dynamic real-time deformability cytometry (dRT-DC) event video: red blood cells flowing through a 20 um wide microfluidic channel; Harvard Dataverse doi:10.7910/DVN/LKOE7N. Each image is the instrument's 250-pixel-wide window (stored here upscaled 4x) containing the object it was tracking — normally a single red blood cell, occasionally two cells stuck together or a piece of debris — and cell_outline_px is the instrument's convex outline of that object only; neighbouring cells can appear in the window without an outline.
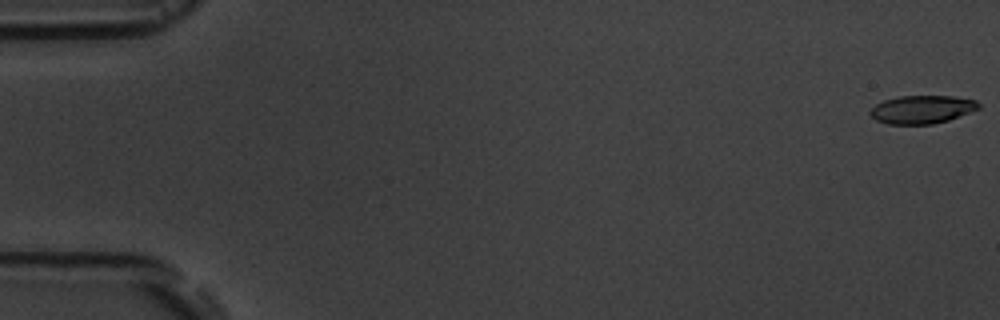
{"species": "common noctule bat (a hibernating species)", "species_latin": "Nyctalus noctula", "temperature_condition": "room temperature", "stored_images_in_passage": 9, "camera_frame_rate_fps": 3000, "um_per_image_px": 0.085, "animal": {"sex": "male", "body_mass_g": 19.5, "forearm_length_mm": 54.6}, "frame": {"image": 1, "passage_image": 1, "time_ms": 0.0, "image_size_px": [1000, 320], "cell_outline_px": [[980, 108], [948, 120], [932, 124], [888, 124], [876, 120], [868, 112], [876, 104], [884, 100], [900, 96], [952, 96], [976, 100], [980, 104]], "centroid_in_image_um": [78.36, 9.3], "position_along_channel_um": 6.6, "area_um2": 17.69}}
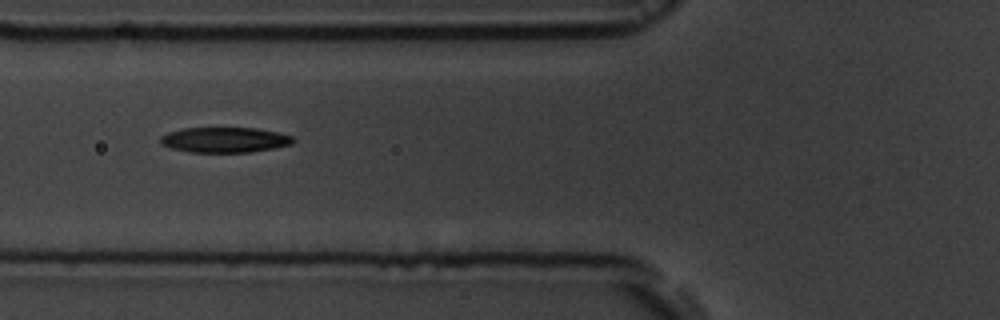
{"frame": {"image": 2, "passage_image": 7, "time_ms": 7.0, "image_size_px": [1000, 320], "cell_outline_px": [[296, 140], [292, 144], [272, 148], [248, 152], [188, 152], [172, 148], [160, 144], [160, 136], [168, 132], [184, 128], [256, 128], [276, 132], [292, 136]], "centroid_in_image_um": [19.07, 11.88], "position_along_channel_um": 106.7, "area_um2": 19.48}}
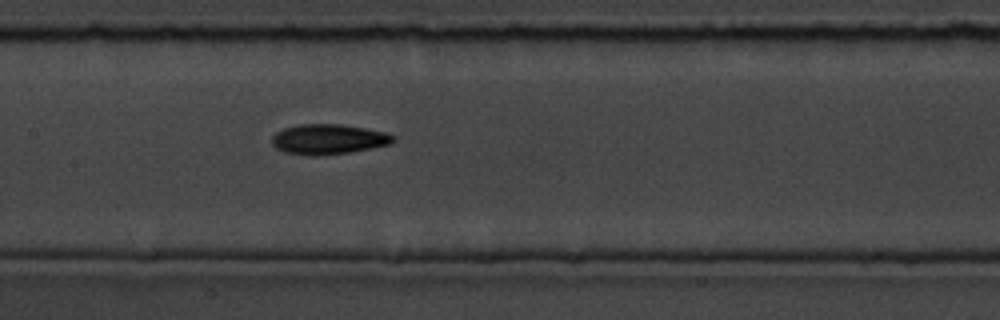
{"frame": {"image": 3, "passage_image": 9, "time_ms": 9.0, "image_size_px": [1000, 320], "cell_outline_px": [[396, 140], [392, 144], [372, 148], [348, 152], [316, 156], [308, 156], [284, 152], [276, 148], [272, 144], [272, 136], [276, 132], [284, 128], [300, 124], [340, 124], [388, 132], [396, 136]], "centroid_in_image_um": [27.94, 11.83], "position_along_channel_um": 179.5, "area_um2": 21.5}}